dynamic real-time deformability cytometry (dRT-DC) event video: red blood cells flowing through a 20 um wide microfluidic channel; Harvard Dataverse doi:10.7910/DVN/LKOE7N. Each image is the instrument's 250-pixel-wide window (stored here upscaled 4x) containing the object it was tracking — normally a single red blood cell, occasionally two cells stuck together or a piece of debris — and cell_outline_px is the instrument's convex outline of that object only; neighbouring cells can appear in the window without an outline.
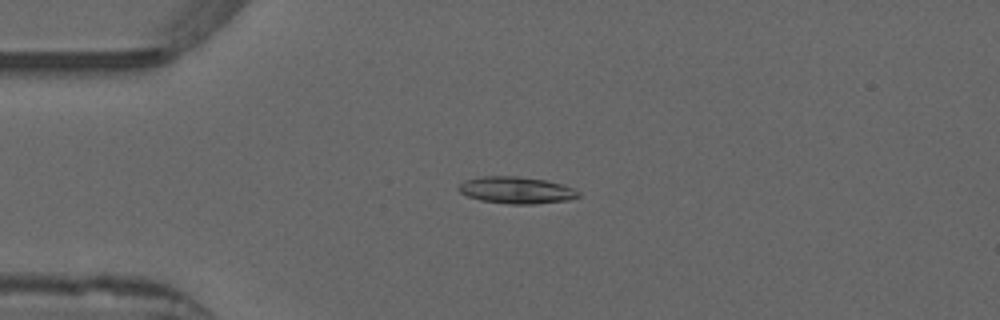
{"species": "common noctule bat (a hibernating species)", "species_latin": "Nyctalus noctula", "temperature_condition": "warm", "stored_images_in_passage": 45, "camera_frame_rate_fps": 3000, "um_per_image_px": 0.085, "animal": {"sex": "male", "forearm_length_mm": 52.5}, "frame": {"image": 1, "passage_image": 5, "time_ms": 1.333, "image_size_px": [1000, 320], "cell_outline_px": [[580, 196], [568, 200], [536, 204], [508, 204], [480, 200], [468, 196], [460, 192], [456, 188], [464, 180], [480, 176], [516, 176], [544, 180], [564, 184], [580, 192]], "centroid_in_image_um": [43.88, 16.16], "position_along_channel_um": 41.1, "area_um2": 18.84}}
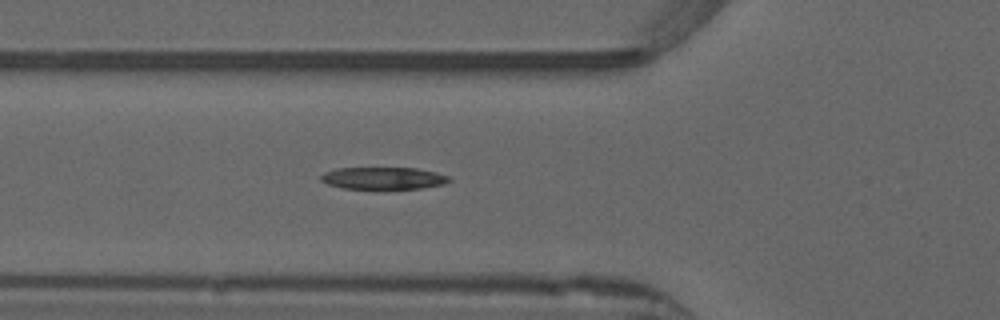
{"frame": {"image": 2, "passage_image": 11, "time_ms": 3.333, "image_size_px": [1000, 320], "cell_outline_px": [[452, 180], [444, 184], [424, 188], [344, 188], [328, 184], [320, 180], [320, 176], [324, 172], [336, 168], [416, 168], [436, 172], [452, 176]], "centroid_in_image_um": [32.63, 15.13], "position_along_channel_um": 93.2, "area_um2": 16.53}}
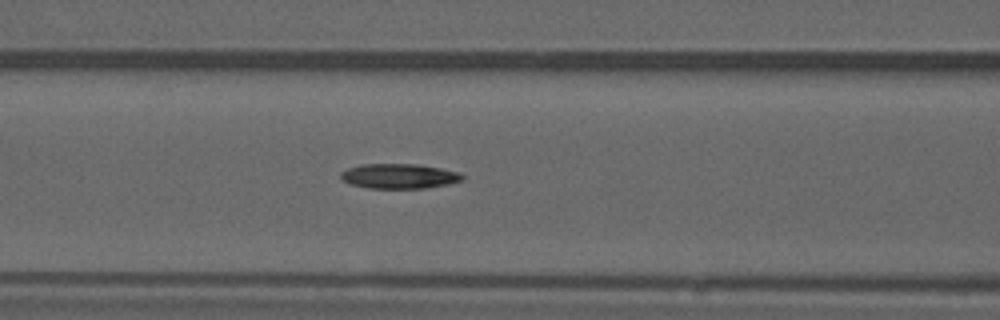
{"frame": {"image": 3, "passage_image": 14, "time_ms": 4.333, "image_size_px": [1000, 320], "cell_outline_px": [[464, 180], [448, 184], [428, 188], [368, 188], [352, 184], [344, 180], [340, 176], [340, 172], [348, 168], [360, 164], [416, 164], [440, 168], [460, 172], [464, 176]], "centroid_in_image_um": [33.96, 14.97], "position_along_channel_um": 132.6, "area_um2": 17.63}, "authors_computed_cell_mechanics": {"area_um2": 17.629, "velocity_mm_per_s": 3.9093, "shape_relaxation_time_tau1_ms": 3.6644, "shape_relaxation_time_tau2_ms": null, "deformation_change_tau1": 0.135, "deformation_change_tau2": null}}